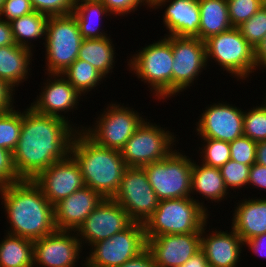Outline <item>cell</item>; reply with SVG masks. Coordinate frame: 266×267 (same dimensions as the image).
Masks as SVG:
<instances>
[{"mask_svg": "<svg viewBox=\"0 0 266 267\" xmlns=\"http://www.w3.org/2000/svg\"><path fill=\"white\" fill-rule=\"evenodd\" d=\"M119 267H157L151 252L146 249L140 255L126 261Z\"/></svg>", "mask_w": 266, "mask_h": 267, "instance_id": "44", "label": "cell"}, {"mask_svg": "<svg viewBox=\"0 0 266 267\" xmlns=\"http://www.w3.org/2000/svg\"><path fill=\"white\" fill-rule=\"evenodd\" d=\"M261 3L266 6V0H261Z\"/></svg>", "mask_w": 266, "mask_h": 267, "instance_id": "53", "label": "cell"}, {"mask_svg": "<svg viewBox=\"0 0 266 267\" xmlns=\"http://www.w3.org/2000/svg\"><path fill=\"white\" fill-rule=\"evenodd\" d=\"M244 112L229 104L208 107L199 120L197 131L203 138L232 142L243 136Z\"/></svg>", "mask_w": 266, "mask_h": 267, "instance_id": "18", "label": "cell"}, {"mask_svg": "<svg viewBox=\"0 0 266 267\" xmlns=\"http://www.w3.org/2000/svg\"><path fill=\"white\" fill-rule=\"evenodd\" d=\"M215 233V234H214ZM212 235L201 237L200 250L204 253L207 263L212 267H236L241 253L242 238L232 230L214 232Z\"/></svg>", "mask_w": 266, "mask_h": 267, "instance_id": "20", "label": "cell"}, {"mask_svg": "<svg viewBox=\"0 0 266 267\" xmlns=\"http://www.w3.org/2000/svg\"><path fill=\"white\" fill-rule=\"evenodd\" d=\"M112 104L110 109L102 114L96 127L84 132L97 145L121 150L138 126L144 121L135 111L127 107ZM91 130V131H90Z\"/></svg>", "mask_w": 266, "mask_h": 267, "instance_id": "13", "label": "cell"}, {"mask_svg": "<svg viewBox=\"0 0 266 267\" xmlns=\"http://www.w3.org/2000/svg\"><path fill=\"white\" fill-rule=\"evenodd\" d=\"M14 38L10 22L0 18V47L14 45Z\"/></svg>", "mask_w": 266, "mask_h": 267, "instance_id": "46", "label": "cell"}, {"mask_svg": "<svg viewBox=\"0 0 266 267\" xmlns=\"http://www.w3.org/2000/svg\"><path fill=\"white\" fill-rule=\"evenodd\" d=\"M192 160L173 151L163 160L143 166L159 201L188 198L191 193Z\"/></svg>", "mask_w": 266, "mask_h": 267, "instance_id": "6", "label": "cell"}, {"mask_svg": "<svg viewBox=\"0 0 266 267\" xmlns=\"http://www.w3.org/2000/svg\"><path fill=\"white\" fill-rule=\"evenodd\" d=\"M250 168L251 166L249 165L238 163L230 159L220 168L225 187L228 189V186L239 188L245 184L247 185Z\"/></svg>", "mask_w": 266, "mask_h": 267, "instance_id": "37", "label": "cell"}, {"mask_svg": "<svg viewBox=\"0 0 266 267\" xmlns=\"http://www.w3.org/2000/svg\"><path fill=\"white\" fill-rule=\"evenodd\" d=\"M67 232L69 231L56 230L52 234L33 241L34 266L37 262L43 267H74L82 243L78 237L75 235L73 237Z\"/></svg>", "mask_w": 266, "mask_h": 267, "instance_id": "17", "label": "cell"}, {"mask_svg": "<svg viewBox=\"0 0 266 267\" xmlns=\"http://www.w3.org/2000/svg\"><path fill=\"white\" fill-rule=\"evenodd\" d=\"M255 163L266 166V141L257 143Z\"/></svg>", "mask_w": 266, "mask_h": 267, "instance_id": "50", "label": "cell"}, {"mask_svg": "<svg viewBox=\"0 0 266 267\" xmlns=\"http://www.w3.org/2000/svg\"><path fill=\"white\" fill-rule=\"evenodd\" d=\"M11 88L4 80L0 79V114L12 109V92Z\"/></svg>", "mask_w": 266, "mask_h": 267, "instance_id": "45", "label": "cell"}, {"mask_svg": "<svg viewBox=\"0 0 266 267\" xmlns=\"http://www.w3.org/2000/svg\"><path fill=\"white\" fill-rule=\"evenodd\" d=\"M207 215L203 204L191 197L161 200L144 223L146 238L201 232Z\"/></svg>", "mask_w": 266, "mask_h": 267, "instance_id": "4", "label": "cell"}, {"mask_svg": "<svg viewBox=\"0 0 266 267\" xmlns=\"http://www.w3.org/2000/svg\"><path fill=\"white\" fill-rule=\"evenodd\" d=\"M206 59L210 56L225 70L239 78H245L256 68L254 48L241 35L238 28L233 27L225 32L206 39Z\"/></svg>", "mask_w": 266, "mask_h": 267, "instance_id": "8", "label": "cell"}, {"mask_svg": "<svg viewBox=\"0 0 266 267\" xmlns=\"http://www.w3.org/2000/svg\"><path fill=\"white\" fill-rule=\"evenodd\" d=\"M243 135L258 143L266 141V103L244 112Z\"/></svg>", "mask_w": 266, "mask_h": 267, "instance_id": "33", "label": "cell"}, {"mask_svg": "<svg viewBox=\"0 0 266 267\" xmlns=\"http://www.w3.org/2000/svg\"><path fill=\"white\" fill-rule=\"evenodd\" d=\"M266 233L262 234V235H259V236H256L252 239H249L247 241H245L244 243H246L250 248L249 249H252L254 253L259 254H263V249H266ZM265 245V246H264ZM265 247V248H263ZM263 248V249H261ZM266 252V251H265ZM264 252V254L266 255V253ZM264 256V255H263Z\"/></svg>", "mask_w": 266, "mask_h": 267, "instance_id": "47", "label": "cell"}, {"mask_svg": "<svg viewBox=\"0 0 266 267\" xmlns=\"http://www.w3.org/2000/svg\"><path fill=\"white\" fill-rule=\"evenodd\" d=\"M62 75H67L66 79L80 94L87 89L96 87L98 81H100L104 76L95 69L89 62L84 60L76 59L69 67H67L60 74H51L54 77H60Z\"/></svg>", "mask_w": 266, "mask_h": 267, "instance_id": "31", "label": "cell"}, {"mask_svg": "<svg viewBox=\"0 0 266 267\" xmlns=\"http://www.w3.org/2000/svg\"><path fill=\"white\" fill-rule=\"evenodd\" d=\"M106 13H109V10L100 0H81L74 2L72 14L78 22L80 34L83 39H101L106 37V34L104 35L99 31L98 26H95L97 24L93 20L94 17V19L100 18L102 14Z\"/></svg>", "mask_w": 266, "mask_h": 267, "instance_id": "29", "label": "cell"}, {"mask_svg": "<svg viewBox=\"0 0 266 267\" xmlns=\"http://www.w3.org/2000/svg\"><path fill=\"white\" fill-rule=\"evenodd\" d=\"M254 61L256 67H260V64L266 67V35L264 39L254 48Z\"/></svg>", "mask_w": 266, "mask_h": 267, "instance_id": "48", "label": "cell"}, {"mask_svg": "<svg viewBox=\"0 0 266 267\" xmlns=\"http://www.w3.org/2000/svg\"><path fill=\"white\" fill-rule=\"evenodd\" d=\"M257 143L246 136L230 142L231 160L252 166L256 161Z\"/></svg>", "mask_w": 266, "mask_h": 267, "instance_id": "38", "label": "cell"}, {"mask_svg": "<svg viewBox=\"0 0 266 267\" xmlns=\"http://www.w3.org/2000/svg\"><path fill=\"white\" fill-rule=\"evenodd\" d=\"M45 37L47 70L60 74L78 58L83 40L75 16H49Z\"/></svg>", "mask_w": 266, "mask_h": 267, "instance_id": "5", "label": "cell"}, {"mask_svg": "<svg viewBox=\"0 0 266 267\" xmlns=\"http://www.w3.org/2000/svg\"><path fill=\"white\" fill-rule=\"evenodd\" d=\"M31 50L17 44L0 47V79L11 88L27 76Z\"/></svg>", "mask_w": 266, "mask_h": 267, "instance_id": "25", "label": "cell"}, {"mask_svg": "<svg viewBox=\"0 0 266 267\" xmlns=\"http://www.w3.org/2000/svg\"><path fill=\"white\" fill-rule=\"evenodd\" d=\"M49 16L33 11L32 13L16 18L10 22L15 44L18 46L29 47L25 38L36 39L46 35V28Z\"/></svg>", "mask_w": 266, "mask_h": 267, "instance_id": "30", "label": "cell"}, {"mask_svg": "<svg viewBox=\"0 0 266 267\" xmlns=\"http://www.w3.org/2000/svg\"><path fill=\"white\" fill-rule=\"evenodd\" d=\"M92 246L94 251L87 258L86 267H119L147 249L144 223L133 222L123 231Z\"/></svg>", "mask_w": 266, "mask_h": 267, "instance_id": "7", "label": "cell"}, {"mask_svg": "<svg viewBox=\"0 0 266 267\" xmlns=\"http://www.w3.org/2000/svg\"><path fill=\"white\" fill-rule=\"evenodd\" d=\"M109 37L101 39H83L78 58L89 62L104 77L113 68L114 49Z\"/></svg>", "mask_w": 266, "mask_h": 267, "instance_id": "28", "label": "cell"}, {"mask_svg": "<svg viewBox=\"0 0 266 267\" xmlns=\"http://www.w3.org/2000/svg\"><path fill=\"white\" fill-rule=\"evenodd\" d=\"M12 231L9 234L32 241L57 230L54 207L31 179L0 188Z\"/></svg>", "mask_w": 266, "mask_h": 267, "instance_id": "2", "label": "cell"}, {"mask_svg": "<svg viewBox=\"0 0 266 267\" xmlns=\"http://www.w3.org/2000/svg\"><path fill=\"white\" fill-rule=\"evenodd\" d=\"M207 142L203 163L209 167L221 168L231 159L230 143L212 138H204ZM205 159V160H204Z\"/></svg>", "mask_w": 266, "mask_h": 267, "instance_id": "35", "label": "cell"}, {"mask_svg": "<svg viewBox=\"0 0 266 267\" xmlns=\"http://www.w3.org/2000/svg\"><path fill=\"white\" fill-rule=\"evenodd\" d=\"M0 243V267H33L34 242L9 234Z\"/></svg>", "mask_w": 266, "mask_h": 267, "instance_id": "26", "label": "cell"}, {"mask_svg": "<svg viewBox=\"0 0 266 267\" xmlns=\"http://www.w3.org/2000/svg\"><path fill=\"white\" fill-rule=\"evenodd\" d=\"M232 27L238 28L253 16L263 5L261 0H226Z\"/></svg>", "mask_w": 266, "mask_h": 267, "instance_id": "36", "label": "cell"}, {"mask_svg": "<svg viewBox=\"0 0 266 267\" xmlns=\"http://www.w3.org/2000/svg\"><path fill=\"white\" fill-rule=\"evenodd\" d=\"M22 128V114L10 109L0 114V147L14 151Z\"/></svg>", "mask_w": 266, "mask_h": 267, "instance_id": "32", "label": "cell"}, {"mask_svg": "<svg viewBox=\"0 0 266 267\" xmlns=\"http://www.w3.org/2000/svg\"><path fill=\"white\" fill-rule=\"evenodd\" d=\"M134 222L145 223L158 206V198L143 167H127L118 191L112 198Z\"/></svg>", "mask_w": 266, "mask_h": 267, "instance_id": "11", "label": "cell"}, {"mask_svg": "<svg viewBox=\"0 0 266 267\" xmlns=\"http://www.w3.org/2000/svg\"><path fill=\"white\" fill-rule=\"evenodd\" d=\"M172 64V44L164 38L143 48L131 59L129 67L150 83L158 98H163L172 95Z\"/></svg>", "mask_w": 266, "mask_h": 267, "instance_id": "9", "label": "cell"}, {"mask_svg": "<svg viewBox=\"0 0 266 267\" xmlns=\"http://www.w3.org/2000/svg\"><path fill=\"white\" fill-rule=\"evenodd\" d=\"M173 142L169 131L143 121L120 151L128 167H143L168 157Z\"/></svg>", "mask_w": 266, "mask_h": 267, "instance_id": "10", "label": "cell"}, {"mask_svg": "<svg viewBox=\"0 0 266 267\" xmlns=\"http://www.w3.org/2000/svg\"><path fill=\"white\" fill-rule=\"evenodd\" d=\"M179 267H212L207 263L204 253L200 250L190 259H188L182 266Z\"/></svg>", "mask_w": 266, "mask_h": 267, "instance_id": "49", "label": "cell"}, {"mask_svg": "<svg viewBox=\"0 0 266 267\" xmlns=\"http://www.w3.org/2000/svg\"><path fill=\"white\" fill-rule=\"evenodd\" d=\"M210 198L211 200H222L226 196L227 188L221 175L220 168L209 167L204 164L198 166L193 163L191 192L194 190Z\"/></svg>", "mask_w": 266, "mask_h": 267, "instance_id": "27", "label": "cell"}, {"mask_svg": "<svg viewBox=\"0 0 266 267\" xmlns=\"http://www.w3.org/2000/svg\"><path fill=\"white\" fill-rule=\"evenodd\" d=\"M134 221L127 211L112 198H104L76 230L90 245L111 238L128 228Z\"/></svg>", "mask_w": 266, "mask_h": 267, "instance_id": "14", "label": "cell"}, {"mask_svg": "<svg viewBox=\"0 0 266 267\" xmlns=\"http://www.w3.org/2000/svg\"><path fill=\"white\" fill-rule=\"evenodd\" d=\"M248 183L266 189V166L254 163L250 168Z\"/></svg>", "mask_w": 266, "mask_h": 267, "instance_id": "43", "label": "cell"}, {"mask_svg": "<svg viewBox=\"0 0 266 267\" xmlns=\"http://www.w3.org/2000/svg\"><path fill=\"white\" fill-rule=\"evenodd\" d=\"M201 232L167 234L147 238V249L151 252L157 267H179L200 251Z\"/></svg>", "mask_w": 266, "mask_h": 267, "instance_id": "16", "label": "cell"}, {"mask_svg": "<svg viewBox=\"0 0 266 267\" xmlns=\"http://www.w3.org/2000/svg\"><path fill=\"white\" fill-rule=\"evenodd\" d=\"M152 6L149 7H156V6H161L163 3L167 2V0H148Z\"/></svg>", "mask_w": 266, "mask_h": 267, "instance_id": "51", "label": "cell"}, {"mask_svg": "<svg viewBox=\"0 0 266 267\" xmlns=\"http://www.w3.org/2000/svg\"><path fill=\"white\" fill-rule=\"evenodd\" d=\"M5 0H0V12H1V9H2V6H3V2H4Z\"/></svg>", "mask_w": 266, "mask_h": 267, "instance_id": "52", "label": "cell"}, {"mask_svg": "<svg viewBox=\"0 0 266 267\" xmlns=\"http://www.w3.org/2000/svg\"><path fill=\"white\" fill-rule=\"evenodd\" d=\"M23 180L16 171L13 152L0 147V188Z\"/></svg>", "mask_w": 266, "mask_h": 267, "instance_id": "40", "label": "cell"}, {"mask_svg": "<svg viewBox=\"0 0 266 267\" xmlns=\"http://www.w3.org/2000/svg\"><path fill=\"white\" fill-rule=\"evenodd\" d=\"M164 26L171 36L199 38L198 0H173L164 13Z\"/></svg>", "mask_w": 266, "mask_h": 267, "instance_id": "21", "label": "cell"}, {"mask_svg": "<svg viewBox=\"0 0 266 267\" xmlns=\"http://www.w3.org/2000/svg\"><path fill=\"white\" fill-rule=\"evenodd\" d=\"M24 113L13 159L18 175L33 180L42 170L70 155L73 130L62 117L41 114L32 107Z\"/></svg>", "mask_w": 266, "mask_h": 267, "instance_id": "1", "label": "cell"}, {"mask_svg": "<svg viewBox=\"0 0 266 267\" xmlns=\"http://www.w3.org/2000/svg\"><path fill=\"white\" fill-rule=\"evenodd\" d=\"M200 8L199 39L225 32L232 27L226 0H198Z\"/></svg>", "mask_w": 266, "mask_h": 267, "instance_id": "24", "label": "cell"}, {"mask_svg": "<svg viewBox=\"0 0 266 267\" xmlns=\"http://www.w3.org/2000/svg\"><path fill=\"white\" fill-rule=\"evenodd\" d=\"M172 44V95L189 86L202 68L206 67L205 42L197 37H178L168 35Z\"/></svg>", "mask_w": 266, "mask_h": 267, "instance_id": "12", "label": "cell"}, {"mask_svg": "<svg viewBox=\"0 0 266 267\" xmlns=\"http://www.w3.org/2000/svg\"><path fill=\"white\" fill-rule=\"evenodd\" d=\"M33 181L53 206L85 186L80 168L71 154L42 170Z\"/></svg>", "mask_w": 266, "mask_h": 267, "instance_id": "15", "label": "cell"}, {"mask_svg": "<svg viewBox=\"0 0 266 267\" xmlns=\"http://www.w3.org/2000/svg\"><path fill=\"white\" fill-rule=\"evenodd\" d=\"M232 229L243 242L266 233V200H246L235 209Z\"/></svg>", "mask_w": 266, "mask_h": 267, "instance_id": "23", "label": "cell"}, {"mask_svg": "<svg viewBox=\"0 0 266 267\" xmlns=\"http://www.w3.org/2000/svg\"><path fill=\"white\" fill-rule=\"evenodd\" d=\"M79 95L81 94L67 80L55 79L54 82L46 84L37 102L30 107L38 113L65 119L58 112L75 107Z\"/></svg>", "mask_w": 266, "mask_h": 267, "instance_id": "22", "label": "cell"}, {"mask_svg": "<svg viewBox=\"0 0 266 267\" xmlns=\"http://www.w3.org/2000/svg\"><path fill=\"white\" fill-rule=\"evenodd\" d=\"M34 11L48 16L72 14L74 0H30Z\"/></svg>", "mask_w": 266, "mask_h": 267, "instance_id": "39", "label": "cell"}, {"mask_svg": "<svg viewBox=\"0 0 266 267\" xmlns=\"http://www.w3.org/2000/svg\"><path fill=\"white\" fill-rule=\"evenodd\" d=\"M103 199L98 192L84 186L56 203L53 207L57 230L76 232Z\"/></svg>", "mask_w": 266, "mask_h": 267, "instance_id": "19", "label": "cell"}, {"mask_svg": "<svg viewBox=\"0 0 266 267\" xmlns=\"http://www.w3.org/2000/svg\"><path fill=\"white\" fill-rule=\"evenodd\" d=\"M105 7L111 13L116 14H128L132 10L136 9L139 4H142L144 1L148 3L147 5L151 6V3L148 0H100Z\"/></svg>", "mask_w": 266, "mask_h": 267, "instance_id": "42", "label": "cell"}, {"mask_svg": "<svg viewBox=\"0 0 266 267\" xmlns=\"http://www.w3.org/2000/svg\"><path fill=\"white\" fill-rule=\"evenodd\" d=\"M82 131L76 132L79 136L73 133L70 154L80 168L85 186L103 198H113L128 166L120 150L97 145Z\"/></svg>", "mask_w": 266, "mask_h": 267, "instance_id": "3", "label": "cell"}, {"mask_svg": "<svg viewBox=\"0 0 266 267\" xmlns=\"http://www.w3.org/2000/svg\"><path fill=\"white\" fill-rule=\"evenodd\" d=\"M241 35L255 48L266 35V6L263 5L253 16L238 27Z\"/></svg>", "mask_w": 266, "mask_h": 267, "instance_id": "34", "label": "cell"}, {"mask_svg": "<svg viewBox=\"0 0 266 267\" xmlns=\"http://www.w3.org/2000/svg\"><path fill=\"white\" fill-rule=\"evenodd\" d=\"M34 11L30 0H5L0 12V16L4 15L8 22L28 15Z\"/></svg>", "mask_w": 266, "mask_h": 267, "instance_id": "41", "label": "cell"}]
</instances>
